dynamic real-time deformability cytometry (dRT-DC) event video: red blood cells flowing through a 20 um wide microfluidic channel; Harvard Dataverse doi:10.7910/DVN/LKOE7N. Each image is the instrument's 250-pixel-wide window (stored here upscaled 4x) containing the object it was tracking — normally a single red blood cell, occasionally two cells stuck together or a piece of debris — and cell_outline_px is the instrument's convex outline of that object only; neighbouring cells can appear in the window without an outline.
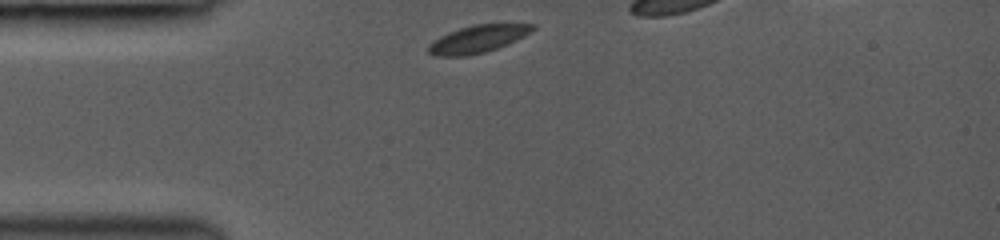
{"species": "common noctule bat (a hibernating species)", "species_latin": "Nyctalus noctula", "temperature_condition": "room temperature", "stored_images_in_passage": 3, "camera_frame_rate_fps": 3000, "um_per_image_px": 0.085, "animal": {"sex": "female", "body_mass_g": 19.0, "forearm_length_mm": 53.3}, "frame": {"image": 1, "passage_image": 1, "time_ms": 0.0, "image_size_px": [1000, 240], "cell_outline_px": [[536, 28], [524, 36], [508, 44], [484, 52], [468, 56], [432, 56], [428, 52], [428, 44], [432, 40], [448, 32], [472, 24], [536, 24]], "centroid_in_image_um": [40.57, 3.32], "position_along_channel_um": 44.4, "area_um2": 16.76}}